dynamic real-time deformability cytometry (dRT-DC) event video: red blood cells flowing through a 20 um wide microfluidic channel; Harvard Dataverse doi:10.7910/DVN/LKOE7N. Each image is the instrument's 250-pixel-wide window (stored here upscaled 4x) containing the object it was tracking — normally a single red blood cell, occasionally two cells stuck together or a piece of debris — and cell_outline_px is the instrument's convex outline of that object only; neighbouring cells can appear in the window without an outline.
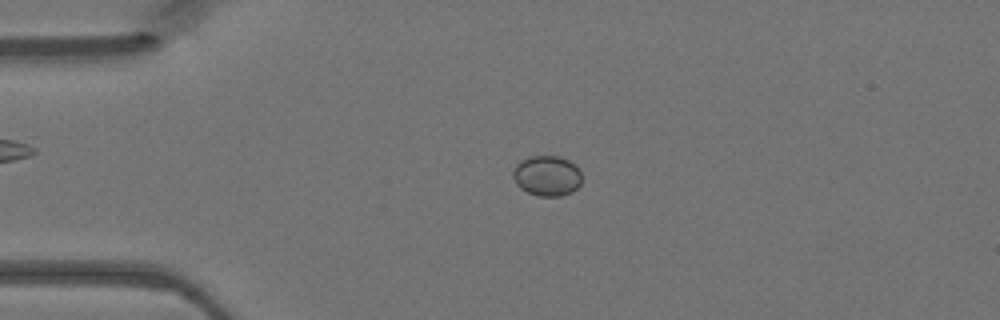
{"species": "Egyptian fruit bat (a non-hibernating species)", "species_latin": "Rousettus aegyptiacus", "temperature_condition": "warm", "stored_images_in_passage": 47, "camera_frame_rate_fps": 3000, "um_per_image_px": 0.085, "animal": {"sex": "female"}, "frame": {"image": 1, "passage_image": 11, "time_ms": 3.333, "image_size_px": [1000, 320], "cell_outline_px": [[580, 184], [572, 192], [560, 196], [540, 196], [528, 192], [520, 188], [516, 184], [512, 176], [512, 172], [516, 164], [520, 160], [528, 156], [560, 156], [576, 164], [580, 172]], "centroid_in_image_um": [46.47, 14.93], "position_along_channel_um": 38.5, "area_um2": 16.3}}
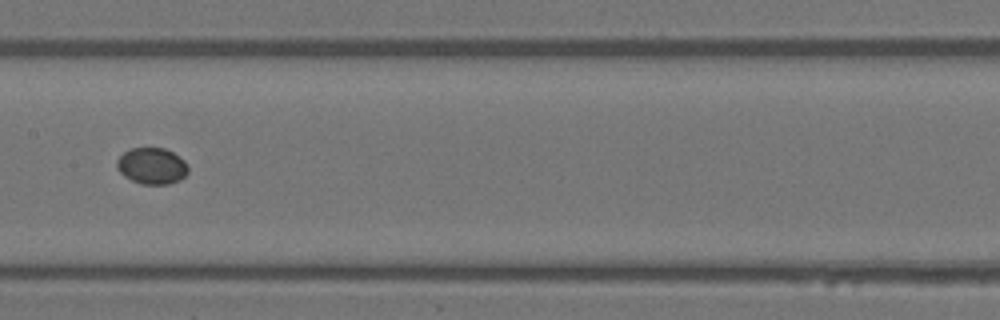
{"frame": {"image": 2, "passage_image": 24, "time_ms": 7.667, "image_size_px": [1000, 320], "cell_outline_px": [[188, 172], [180, 180], [168, 184], [140, 184], [124, 176], [116, 168], [116, 160], [124, 152], [132, 148], [164, 148], [180, 156], [188, 164]], "centroid_in_image_um": [12.91, 14.1], "position_along_channel_um": 194.5, "area_um2": 15.2}}
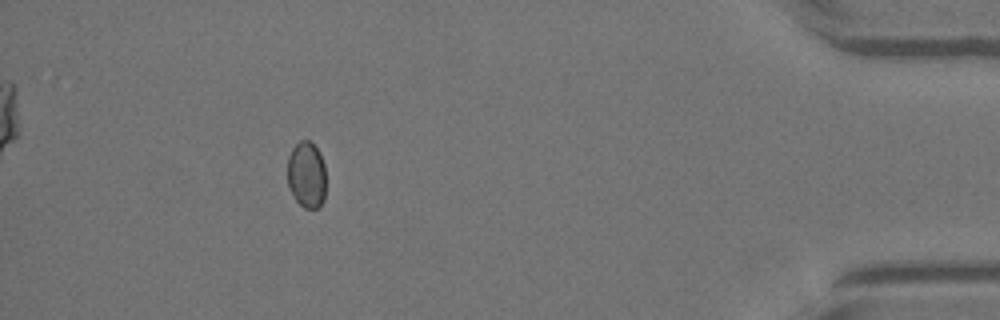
{"frame": {"image": 3, "passage_image": 43, "time_ms": 14.0, "image_size_px": [1000, 320], "cell_outline_px": [[324, 200], [316, 208], [304, 208], [296, 200], [288, 188], [288, 156], [292, 148], [300, 140], [308, 140], [320, 152], [324, 164]], "centroid_in_image_um": [26.04, 14.84], "position_along_channel_um": 409.2, "area_um2": 14.8}}